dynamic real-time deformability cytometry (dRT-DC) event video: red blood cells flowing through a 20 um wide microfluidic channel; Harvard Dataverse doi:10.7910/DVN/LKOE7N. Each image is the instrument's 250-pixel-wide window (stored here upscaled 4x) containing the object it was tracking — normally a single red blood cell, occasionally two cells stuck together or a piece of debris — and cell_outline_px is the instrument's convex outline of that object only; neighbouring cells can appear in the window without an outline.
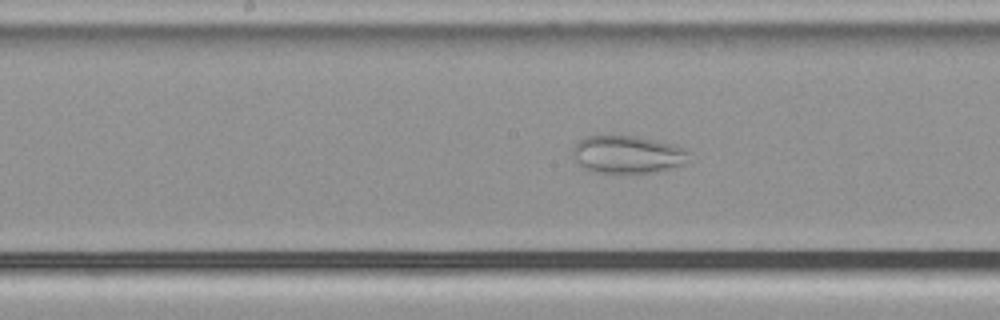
{"species": "common noctule bat (a hibernating species)", "species_latin": "Nyctalus noctula", "temperature_condition": "cold", "stored_images_in_passage": 46, "camera_frame_rate_fps": 3000, "um_per_image_px": 0.085, "animal": {"sex": "male", "body_mass_g": 21.5, "forearm_length_mm": 52.0}, "frame": {"image": 1, "passage_image": 20, "time_ms": 6.333, "image_size_px": [1000, 320], "cell_outline_px": [[692, 152], [684, 164], [652, 172], [592, 172], [584, 168], [576, 160], [572, 152], [572, 148], [584, 136], [636, 136], [672, 144], [688, 148]], "centroid_in_image_um": [53.36, 13.11], "position_along_channel_um": 194.8, "area_um2": 25.32}}